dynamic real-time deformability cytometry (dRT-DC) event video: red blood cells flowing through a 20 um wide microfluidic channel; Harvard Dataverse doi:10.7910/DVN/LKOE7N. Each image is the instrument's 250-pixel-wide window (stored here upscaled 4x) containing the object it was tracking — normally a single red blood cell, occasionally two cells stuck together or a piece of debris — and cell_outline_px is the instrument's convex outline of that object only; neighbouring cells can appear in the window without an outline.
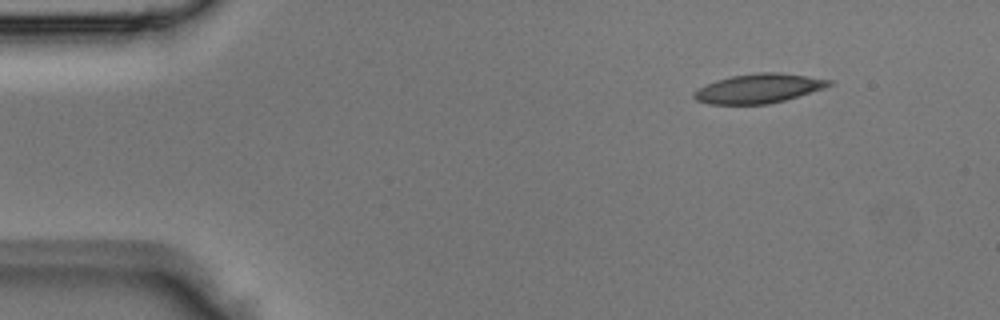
{"species": "Egyptian fruit bat (a non-hibernating species)", "species_latin": "Rousettus aegyptiacus", "temperature_condition": "room temperature", "stored_images_in_passage": 3, "camera_frame_rate_fps": 3000, "um_per_image_px": 0.085, "animal": {"sex": "male"}, "frame": {"image": 1, "passage_image": 1, "time_ms": 0.0, "image_size_px": [1000, 320], "cell_outline_px": [[832, 84], [824, 88], [784, 100], [768, 104], [708, 104], [696, 100], [692, 96], [692, 92], [716, 80], [732, 76], [756, 72], [780, 72], [808, 76], [832, 80]], "centroid_in_image_um": [64.47, 7.51], "position_along_channel_um": 20.5, "area_um2": 22.95}}
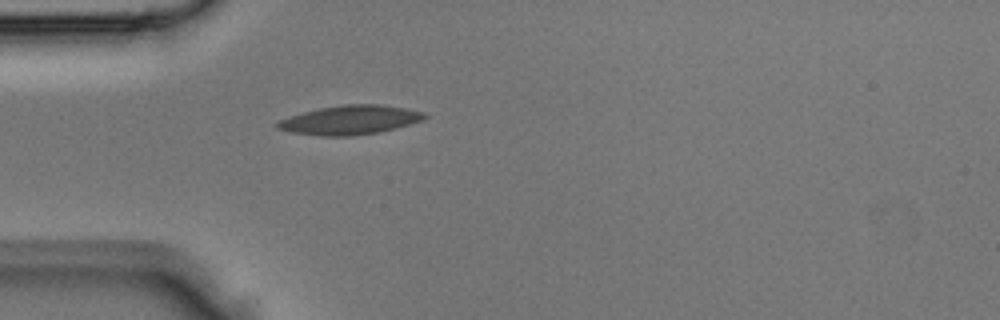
{"frame": {"image": 2, "passage_image": 3, "time_ms": 0.667, "image_size_px": [1000, 320], "cell_outline_px": [[428, 116], [424, 120], [376, 132], [352, 136], [320, 136], [292, 132], [276, 128], [276, 124], [280, 120], [304, 112], [320, 108], [344, 104], [380, 104], [404, 108], [424, 112]], "centroid_in_image_um": [29.76, 10.19], "position_along_channel_um": 55.2, "area_um2": 24.57}}